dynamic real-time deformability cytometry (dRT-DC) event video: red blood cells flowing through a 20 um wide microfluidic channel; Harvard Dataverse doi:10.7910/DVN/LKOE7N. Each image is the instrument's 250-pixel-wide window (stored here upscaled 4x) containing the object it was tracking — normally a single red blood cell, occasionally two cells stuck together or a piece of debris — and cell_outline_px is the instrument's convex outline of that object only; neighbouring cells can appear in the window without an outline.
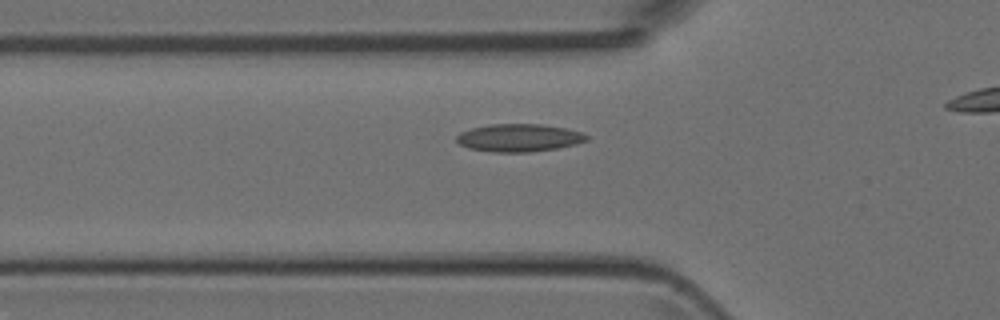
{"species": "Egyptian fruit bat (a non-hibernating species)", "species_latin": "Rousettus aegyptiacus", "temperature_condition": "room temperature", "stored_images_in_passage": 27, "camera_frame_rate_fps": 3000, "um_per_image_px": 0.085, "animal": {"sex": "female"}, "frame": {"image": 1, "passage_image": 3, "time_ms": 0.667, "image_size_px": [1000, 320], "cell_outline_px": [[588, 140], [576, 144], [556, 148], [528, 152], [492, 152], [468, 148], [460, 144], [456, 140], [456, 136], [460, 132], [472, 128], [492, 124], [540, 124], [564, 128], [580, 132], [588, 136]], "centroid_in_image_um": [44.09, 11.71], "position_along_channel_um": 81.7, "area_um2": 20.87}}
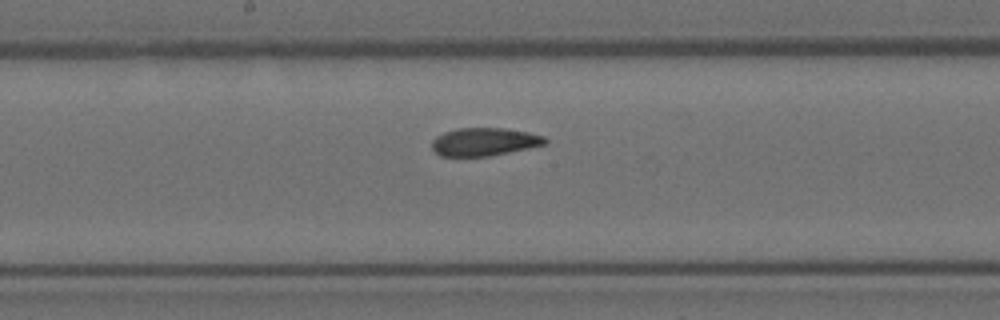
{"frame": {"image": 2, "passage_image": 12, "time_ms": 3.667, "image_size_px": [1000, 320], "cell_outline_px": [[548, 144], [488, 156], [440, 156], [432, 148], [432, 140], [436, 136], [444, 132], [456, 128], [504, 128], [528, 132], [544, 136], [548, 140]], "centroid_in_image_um": [41.17, 12.04], "position_along_channel_um": 207.0, "area_um2": 18.5}}
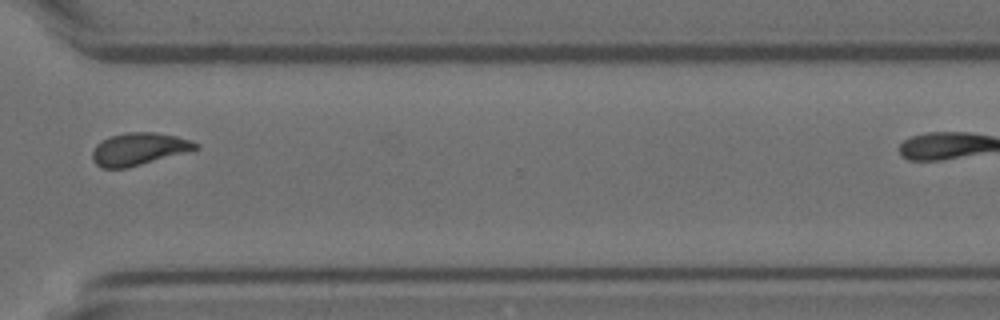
{"frame": {"image": 3, "passage_image": 23, "time_ms": 7.333, "image_size_px": [1000, 320], "cell_outline_px": [[200, 148], [140, 164], [124, 168], [100, 168], [92, 160], [92, 152], [96, 144], [100, 140], [112, 136], [128, 132], [156, 132], [176, 136], [192, 140], [200, 144]], "centroid_in_image_um": [11.79, 12.65], "position_along_channel_um": 358.8, "area_um2": 19.36}}